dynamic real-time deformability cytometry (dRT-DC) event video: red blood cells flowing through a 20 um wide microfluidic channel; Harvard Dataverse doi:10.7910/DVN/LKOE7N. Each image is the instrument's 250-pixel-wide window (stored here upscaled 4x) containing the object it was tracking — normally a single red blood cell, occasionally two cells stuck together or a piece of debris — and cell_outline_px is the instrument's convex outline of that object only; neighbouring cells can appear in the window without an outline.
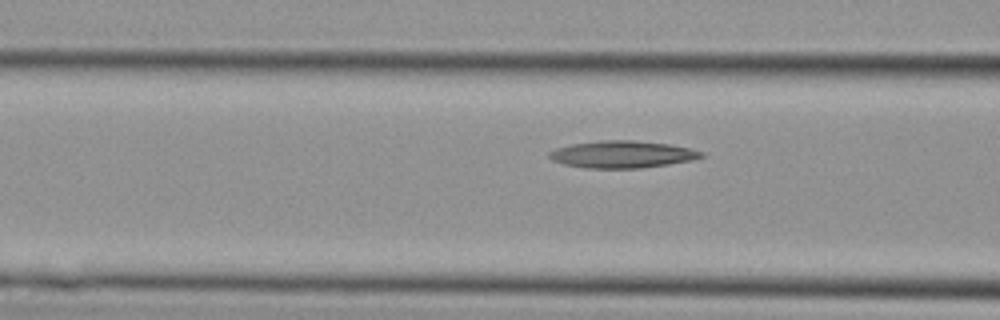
{"species": "Egyptian fruit bat (a non-hibernating species)", "species_latin": "Rousettus aegyptiacus", "temperature_condition": "cold", "stored_images_in_passage": 3, "camera_frame_rate_fps": 3000, "um_per_image_px": 0.085, "animal": {"sex": "female"}, "frame": {"image": 1, "passage_image": 3, "time_ms": 0.667, "image_size_px": [1000, 320], "cell_outline_px": [[704, 156], [692, 160], [668, 164], [640, 168], [584, 168], [564, 164], [552, 160], [548, 156], [548, 152], [556, 148], [572, 144], [600, 140], [632, 140], [668, 144], [688, 148], [704, 152]], "centroid_in_image_um": [52.86, 13.12], "position_along_channel_um": 113.7, "area_um2": 23.93}}